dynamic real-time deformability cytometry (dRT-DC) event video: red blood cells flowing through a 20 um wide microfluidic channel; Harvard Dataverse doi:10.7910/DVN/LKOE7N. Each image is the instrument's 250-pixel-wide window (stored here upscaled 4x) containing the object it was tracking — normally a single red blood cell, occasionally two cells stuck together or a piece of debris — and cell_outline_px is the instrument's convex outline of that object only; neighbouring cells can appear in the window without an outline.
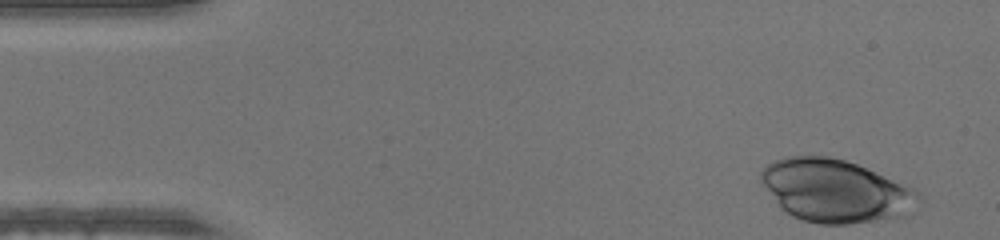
{"species": "human", "species_latin": "Homo sapiens", "temperature_condition": "warm", "stored_images_in_passage": 46, "camera_frame_rate_fps": 3000, "um_per_image_px": 0.085, "donor": {"sex": "male"}, "frame": {"image": 1, "passage_image": 1, "time_ms": 0.0, "image_size_px": [1000, 240], "cell_outline_px": [[924, 196], [904, 216], [848, 224], [820, 224], [804, 220], [792, 216], [780, 208], [760, 180], [760, 172], [768, 164], [776, 160], [788, 156], [828, 156], [844, 160], [856, 164], [916, 188]], "centroid_in_image_um": [71.03, 16.22], "position_along_channel_um": 14.0, "area_um2": 57.51}}
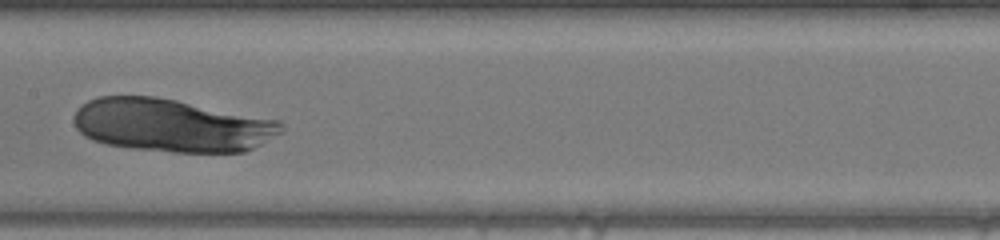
{"frame": {"image": 2, "passage_image": 22, "time_ms": 7.0, "image_size_px": [1000, 240], "cell_outline_px": [[284, 132], [244, 152], [172, 152], [132, 148], [108, 144], [92, 140], [84, 136], [76, 128], [76, 108], [88, 100], [100, 96], [156, 96], [280, 120], [284, 124]], "centroid_in_image_um": [14.61, 10.65], "position_along_channel_um": 192.8, "area_um2": 64.16}}
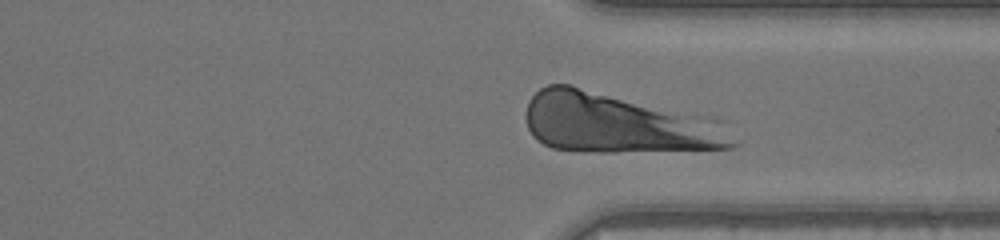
{"frame": {"image": 3, "passage_image": 34, "time_ms": 11.0, "image_size_px": [1000, 240], "cell_outline_px": [[740, 144], [732, 148], [616, 152], [584, 152], [552, 148], [536, 140], [532, 136], [528, 128], [524, 116], [528, 100], [540, 88], [548, 84], [568, 84], [672, 116]], "centroid_in_image_um": [51.77, 10.57], "position_along_channel_um": 359.6, "area_um2": 64.56}}